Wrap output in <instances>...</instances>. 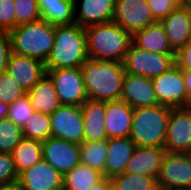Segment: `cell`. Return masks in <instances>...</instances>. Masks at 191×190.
<instances>
[{"instance_id": "1", "label": "cell", "mask_w": 191, "mask_h": 190, "mask_svg": "<svg viewBox=\"0 0 191 190\" xmlns=\"http://www.w3.org/2000/svg\"><path fill=\"white\" fill-rule=\"evenodd\" d=\"M80 68L89 99L103 102L121 99L126 73L123 63L89 58Z\"/></svg>"}, {"instance_id": "2", "label": "cell", "mask_w": 191, "mask_h": 190, "mask_svg": "<svg viewBox=\"0 0 191 190\" xmlns=\"http://www.w3.org/2000/svg\"><path fill=\"white\" fill-rule=\"evenodd\" d=\"M88 57L98 61L123 63L132 35L115 21L85 28Z\"/></svg>"}, {"instance_id": "3", "label": "cell", "mask_w": 191, "mask_h": 190, "mask_svg": "<svg viewBox=\"0 0 191 190\" xmlns=\"http://www.w3.org/2000/svg\"><path fill=\"white\" fill-rule=\"evenodd\" d=\"M88 59L85 28L77 23L54 26V45L45 69L81 67Z\"/></svg>"}, {"instance_id": "4", "label": "cell", "mask_w": 191, "mask_h": 190, "mask_svg": "<svg viewBox=\"0 0 191 190\" xmlns=\"http://www.w3.org/2000/svg\"><path fill=\"white\" fill-rule=\"evenodd\" d=\"M170 111L165 105L135 108L130 139L136 146L164 148Z\"/></svg>"}, {"instance_id": "5", "label": "cell", "mask_w": 191, "mask_h": 190, "mask_svg": "<svg viewBox=\"0 0 191 190\" xmlns=\"http://www.w3.org/2000/svg\"><path fill=\"white\" fill-rule=\"evenodd\" d=\"M11 52L46 62L54 45V25L45 20L16 26L9 32Z\"/></svg>"}, {"instance_id": "6", "label": "cell", "mask_w": 191, "mask_h": 190, "mask_svg": "<svg viewBox=\"0 0 191 190\" xmlns=\"http://www.w3.org/2000/svg\"><path fill=\"white\" fill-rule=\"evenodd\" d=\"M176 64L175 54H158L135 46L132 42L123 61L125 72L154 79Z\"/></svg>"}, {"instance_id": "7", "label": "cell", "mask_w": 191, "mask_h": 190, "mask_svg": "<svg viewBox=\"0 0 191 190\" xmlns=\"http://www.w3.org/2000/svg\"><path fill=\"white\" fill-rule=\"evenodd\" d=\"M46 74L54 83L61 105L81 106L88 99L80 67L46 69Z\"/></svg>"}, {"instance_id": "8", "label": "cell", "mask_w": 191, "mask_h": 190, "mask_svg": "<svg viewBox=\"0 0 191 190\" xmlns=\"http://www.w3.org/2000/svg\"><path fill=\"white\" fill-rule=\"evenodd\" d=\"M157 179L161 190H191V162L184 153L165 152Z\"/></svg>"}, {"instance_id": "9", "label": "cell", "mask_w": 191, "mask_h": 190, "mask_svg": "<svg viewBox=\"0 0 191 190\" xmlns=\"http://www.w3.org/2000/svg\"><path fill=\"white\" fill-rule=\"evenodd\" d=\"M51 137L81 144L84 142V121L81 106L60 105L50 114Z\"/></svg>"}, {"instance_id": "10", "label": "cell", "mask_w": 191, "mask_h": 190, "mask_svg": "<svg viewBox=\"0 0 191 190\" xmlns=\"http://www.w3.org/2000/svg\"><path fill=\"white\" fill-rule=\"evenodd\" d=\"M159 105L170 108L187 107V92L183 70L176 64L165 73L152 79Z\"/></svg>"}, {"instance_id": "11", "label": "cell", "mask_w": 191, "mask_h": 190, "mask_svg": "<svg viewBox=\"0 0 191 190\" xmlns=\"http://www.w3.org/2000/svg\"><path fill=\"white\" fill-rule=\"evenodd\" d=\"M113 21L131 35L156 22L147 0H115Z\"/></svg>"}, {"instance_id": "12", "label": "cell", "mask_w": 191, "mask_h": 190, "mask_svg": "<svg viewBox=\"0 0 191 190\" xmlns=\"http://www.w3.org/2000/svg\"><path fill=\"white\" fill-rule=\"evenodd\" d=\"M191 147V106L171 108L164 148L170 153H185Z\"/></svg>"}, {"instance_id": "13", "label": "cell", "mask_w": 191, "mask_h": 190, "mask_svg": "<svg viewBox=\"0 0 191 190\" xmlns=\"http://www.w3.org/2000/svg\"><path fill=\"white\" fill-rule=\"evenodd\" d=\"M42 156L64 176L81 162L80 145L50 137L42 142Z\"/></svg>"}, {"instance_id": "14", "label": "cell", "mask_w": 191, "mask_h": 190, "mask_svg": "<svg viewBox=\"0 0 191 190\" xmlns=\"http://www.w3.org/2000/svg\"><path fill=\"white\" fill-rule=\"evenodd\" d=\"M18 182L25 190H63V175L44 159L20 173Z\"/></svg>"}, {"instance_id": "15", "label": "cell", "mask_w": 191, "mask_h": 190, "mask_svg": "<svg viewBox=\"0 0 191 190\" xmlns=\"http://www.w3.org/2000/svg\"><path fill=\"white\" fill-rule=\"evenodd\" d=\"M6 71L26 91L46 74L45 64L39 59L10 53Z\"/></svg>"}, {"instance_id": "16", "label": "cell", "mask_w": 191, "mask_h": 190, "mask_svg": "<svg viewBox=\"0 0 191 190\" xmlns=\"http://www.w3.org/2000/svg\"><path fill=\"white\" fill-rule=\"evenodd\" d=\"M121 100L133 109L159 105L152 79L125 73Z\"/></svg>"}, {"instance_id": "17", "label": "cell", "mask_w": 191, "mask_h": 190, "mask_svg": "<svg viewBox=\"0 0 191 190\" xmlns=\"http://www.w3.org/2000/svg\"><path fill=\"white\" fill-rule=\"evenodd\" d=\"M115 0H74L75 23L83 28L113 21Z\"/></svg>"}, {"instance_id": "18", "label": "cell", "mask_w": 191, "mask_h": 190, "mask_svg": "<svg viewBox=\"0 0 191 190\" xmlns=\"http://www.w3.org/2000/svg\"><path fill=\"white\" fill-rule=\"evenodd\" d=\"M172 49L177 52L191 41V7L175 8L160 21Z\"/></svg>"}, {"instance_id": "19", "label": "cell", "mask_w": 191, "mask_h": 190, "mask_svg": "<svg viewBox=\"0 0 191 190\" xmlns=\"http://www.w3.org/2000/svg\"><path fill=\"white\" fill-rule=\"evenodd\" d=\"M133 112L134 109L121 99L106 102L107 139L130 137Z\"/></svg>"}, {"instance_id": "20", "label": "cell", "mask_w": 191, "mask_h": 190, "mask_svg": "<svg viewBox=\"0 0 191 190\" xmlns=\"http://www.w3.org/2000/svg\"><path fill=\"white\" fill-rule=\"evenodd\" d=\"M108 151L105 159L104 177L112 178L125 172L127 162L131 159L136 149L130 137L108 138Z\"/></svg>"}, {"instance_id": "21", "label": "cell", "mask_w": 191, "mask_h": 190, "mask_svg": "<svg viewBox=\"0 0 191 190\" xmlns=\"http://www.w3.org/2000/svg\"><path fill=\"white\" fill-rule=\"evenodd\" d=\"M84 141L107 140L105 130L106 102L87 99L81 105Z\"/></svg>"}, {"instance_id": "22", "label": "cell", "mask_w": 191, "mask_h": 190, "mask_svg": "<svg viewBox=\"0 0 191 190\" xmlns=\"http://www.w3.org/2000/svg\"><path fill=\"white\" fill-rule=\"evenodd\" d=\"M165 148L137 146L127 162L125 173L154 176L158 178Z\"/></svg>"}, {"instance_id": "23", "label": "cell", "mask_w": 191, "mask_h": 190, "mask_svg": "<svg viewBox=\"0 0 191 190\" xmlns=\"http://www.w3.org/2000/svg\"><path fill=\"white\" fill-rule=\"evenodd\" d=\"M132 43L142 49L158 54H176L172 49L161 22L150 24L132 34Z\"/></svg>"}, {"instance_id": "24", "label": "cell", "mask_w": 191, "mask_h": 190, "mask_svg": "<svg viewBox=\"0 0 191 190\" xmlns=\"http://www.w3.org/2000/svg\"><path fill=\"white\" fill-rule=\"evenodd\" d=\"M31 106L34 111L45 114L54 113L61 105L55 91L54 83L45 74L30 90L27 91Z\"/></svg>"}, {"instance_id": "25", "label": "cell", "mask_w": 191, "mask_h": 190, "mask_svg": "<svg viewBox=\"0 0 191 190\" xmlns=\"http://www.w3.org/2000/svg\"><path fill=\"white\" fill-rule=\"evenodd\" d=\"M41 19L51 25L75 23L74 0H37Z\"/></svg>"}, {"instance_id": "26", "label": "cell", "mask_w": 191, "mask_h": 190, "mask_svg": "<svg viewBox=\"0 0 191 190\" xmlns=\"http://www.w3.org/2000/svg\"><path fill=\"white\" fill-rule=\"evenodd\" d=\"M103 178V173L80 162L63 176V190H89Z\"/></svg>"}, {"instance_id": "27", "label": "cell", "mask_w": 191, "mask_h": 190, "mask_svg": "<svg viewBox=\"0 0 191 190\" xmlns=\"http://www.w3.org/2000/svg\"><path fill=\"white\" fill-rule=\"evenodd\" d=\"M11 155L19 175L43 159L42 142L23 137Z\"/></svg>"}, {"instance_id": "28", "label": "cell", "mask_w": 191, "mask_h": 190, "mask_svg": "<svg viewBox=\"0 0 191 190\" xmlns=\"http://www.w3.org/2000/svg\"><path fill=\"white\" fill-rule=\"evenodd\" d=\"M108 151L107 140L84 141L80 144V161L86 166L103 173Z\"/></svg>"}, {"instance_id": "29", "label": "cell", "mask_w": 191, "mask_h": 190, "mask_svg": "<svg viewBox=\"0 0 191 190\" xmlns=\"http://www.w3.org/2000/svg\"><path fill=\"white\" fill-rule=\"evenodd\" d=\"M114 190H159L158 179L154 176L121 173L110 178Z\"/></svg>"}, {"instance_id": "30", "label": "cell", "mask_w": 191, "mask_h": 190, "mask_svg": "<svg viewBox=\"0 0 191 190\" xmlns=\"http://www.w3.org/2000/svg\"><path fill=\"white\" fill-rule=\"evenodd\" d=\"M22 134L28 139L46 141L51 137L50 115L35 111L22 128Z\"/></svg>"}, {"instance_id": "31", "label": "cell", "mask_w": 191, "mask_h": 190, "mask_svg": "<svg viewBox=\"0 0 191 190\" xmlns=\"http://www.w3.org/2000/svg\"><path fill=\"white\" fill-rule=\"evenodd\" d=\"M22 138L21 127L8 118L0 120V153L11 154Z\"/></svg>"}, {"instance_id": "32", "label": "cell", "mask_w": 191, "mask_h": 190, "mask_svg": "<svg viewBox=\"0 0 191 190\" xmlns=\"http://www.w3.org/2000/svg\"><path fill=\"white\" fill-rule=\"evenodd\" d=\"M16 26L41 20L37 0H14Z\"/></svg>"}, {"instance_id": "33", "label": "cell", "mask_w": 191, "mask_h": 190, "mask_svg": "<svg viewBox=\"0 0 191 190\" xmlns=\"http://www.w3.org/2000/svg\"><path fill=\"white\" fill-rule=\"evenodd\" d=\"M25 95L27 91L7 71L0 74V100L3 103L10 105Z\"/></svg>"}, {"instance_id": "34", "label": "cell", "mask_w": 191, "mask_h": 190, "mask_svg": "<svg viewBox=\"0 0 191 190\" xmlns=\"http://www.w3.org/2000/svg\"><path fill=\"white\" fill-rule=\"evenodd\" d=\"M34 112L29 97L25 95L9 105L7 118L17 126L23 128L27 120L33 116Z\"/></svg>"}, {"instance_id": "35", "label": "cell", "mask_w": 191, "mask_h": 190, "mask_svg": "<svg viewBox=\"0 0 191 190\" xmlns=\"http://www.w3.org/2000/svg\"><path fill=\"white\" fill-rule=\"evenodd\" d=\"M18 178L12 155L0 153V186L16 182Z\"/></svg>"}, {"instance_id": "36", "label": "cell", "mask_w": 191, "mask_h": 190, "mask_svg": "<svg viewBox=\"0 0 191 190\" xmlns=\"http://www.w3.org/2000/svg\"><path fill=\"white\" fill-rule=\"evenodd\" d=\"M15 27L14 0H0V32L9 33Z\"/></svg>"}, {"instance_id": "37", "label": "cell", "mask_w": 191, "mask_h": 190, "mask_svg": "<svg viewBox=\"0 0 191 190\" xmlns=\"http://www.w3.org/2000/svg\"><path fill=\"white\" fill-rule=\"evenodd\" d=\"M147 2L151 9L153 18L157 22L163 20L175 9L169 0H147Z\"/></svg>"}, {"instance_id": "38", "label": "cell", "mask_w": 191, "mask_h": 190, "mask_svg": "<svg viewBox=\"0 0 191 190\" xmlns=\"http://www.w3.org/2000/svg\"><path fill=\"white\" fill-rule=\"evenodd\" d=\"M11 53V39L9 33L0 32V74L6 72Z\"/></svg>"}, {"instance_id": "39", "label": "cell", "mask_w": 191, "mask_h": 190, "mask_svg": "<svg viewBox=\"0 0 191 190\" xmlns=\"http://www.w3.org/2000/svg\"><path fill=\"white\" fill-rule=\"evenodd\" d=\"M175 62L180 69L191 70V41L176 52Z\"/></svg>"}, {"instance_id": "40", "label": "cell", "mask_w": 191, "mask_h": 190, "mask_svg": "<svg viewBox=\"0 0 191 190\" xmlns=\"http://www.w3.org/2000/svg\"><path fill=\"white\" fill-rule=\"evenodd\" d=\"M185 88L187 92V107L191 106V70H183Z\"/></svg>"}, {"instance_id": "41", "label": "cell", "mask_w": 191, "mask_h": 190, "mask_svg": "<svg viewBox=\"0 0 191 190\" xmlns=\"http://www.w3.org/2000/svg\"><path fill=\"white\" fill-rule=\"evenodd\" d=\"M89 190H114L112 181L110 178L104 177L96 185L92 186Z\"/></svg>"}, {"instance_id": "42", "label": "cell", "mask_w": 191, "mask_h": 190, "mask_svg": "<svg viewBox=\"0 0 191 190\" xmlns=\"http://www.w3.org/2000/svg\"><path fill=\"white\" fill-rule=\"evenodd\" d=\"M0 190H25V188L18 182L0 186Z\"/></svg>"}, {"instance_id": "43", "label": "cell", "mask_w": 191, "mask_h": 190, "mask_svg": "<svg viewBox=\"0 0 191 190\" xmlns=\"http://www.w3.org/2000/svg\"><path fill=\"white\" fill-rule=\"evenodd\" d=\"M175 8L189 7V0H169Z\"/></svg>"}, {"instance_id": "44", "label": "cell", "mask_w": 191, "mask_h": 190, "mask_svg": "<svg viewBox=\"0 0 191 190\" xmlns=\"http://www.w3.org/2000/svg\"><path fill=\"white\" fill-rule=\"evenodd\" d=\"M9 105L3 103L0 100V120L5 119L8 116Z\"/></svg>"}, {"instance_id": "45", "label": "cell", "mask_w": 191, "mask_h": 190, "mask_svg": "<svg viewBox=\"0 0 191 190\" xmlns=\"http://www.w3.org/2000/svg\"><path fill=\"white\" fill-rule=\"evenodd\" d=\"M191 162V147L184 153Z\"/></svg>"}]
</instances>
